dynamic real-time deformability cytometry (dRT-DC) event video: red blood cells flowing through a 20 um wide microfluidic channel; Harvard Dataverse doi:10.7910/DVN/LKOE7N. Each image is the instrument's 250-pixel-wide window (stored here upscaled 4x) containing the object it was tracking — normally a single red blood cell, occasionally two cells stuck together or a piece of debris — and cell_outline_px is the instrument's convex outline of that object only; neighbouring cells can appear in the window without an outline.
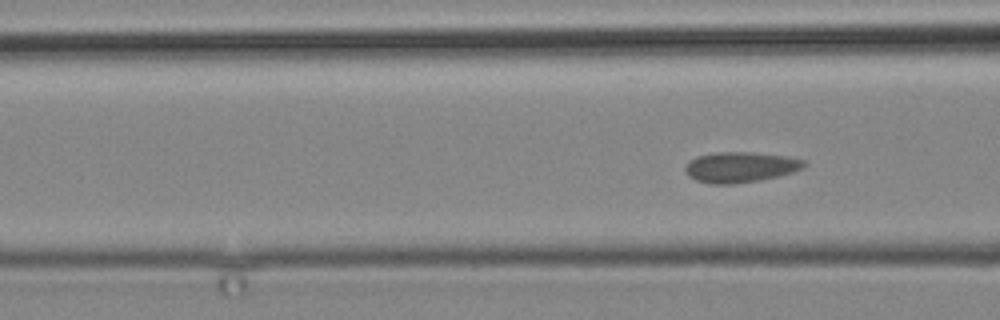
{"species": "common noctule bat (a hibernating species)", "species_latin": "Nyctalus noctula", "temperature_condition": "cold", "stored_images_in_passage": 3, "camera_frame_rate_fps": 3000, "um_per_image_px": 0.085, "animal": {"sex": "male", "body_mass_g": 19.2, "forearm_length_mm": 51.8}, "frame": {"image": 1, "passage_image": 3, "time_ms": 3.667, "image_size_px": [1000, 320], "cell_outline_px": [[808, 164], [804, 168], [792, 172], [760, 180], [732, 184], [712, 184], [696, 180], [688, 176], [684, 172], [684, 168], [688, 160], [696, 156], [716, 152], [752, 152], [788, 156], [808, 160]], "centroid_in_image_um": [62.94, 14.19], "position_along_channel_um": 103.7, "area_um2": 21.44}}